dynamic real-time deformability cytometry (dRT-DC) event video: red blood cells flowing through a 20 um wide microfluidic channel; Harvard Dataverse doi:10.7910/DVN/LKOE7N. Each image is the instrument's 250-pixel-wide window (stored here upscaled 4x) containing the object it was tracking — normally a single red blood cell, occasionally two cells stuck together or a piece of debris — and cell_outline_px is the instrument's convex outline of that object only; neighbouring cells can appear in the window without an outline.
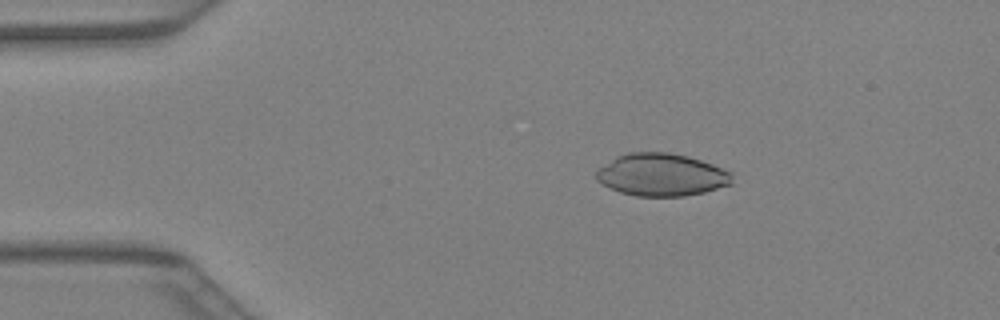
{"species": "Egyptian fruit bat (a non-hibernating species)", "species_latin": "Rousettus aegyptiacus", "temperature_condition": "warm", "stored_images_in_passage": 41, "camera_frame_rate_fps": 3000, "um_per_image_px": 0.085, "animal": {"sex": "female"}, "frame": {"image": 1, "passage_image": 8, "time_ms": 2.333, "image_size_px": [1000, 320], "cell_outline_px": [[732, 184], [704, 192], [684, 196], [636, 196], [620, 192], [596, 180], [596, 168], [616, 156], [628, 152], [668, 152], [688, 156], [712, 164], [732, 172]], "centroid_in_image_um": [56.21, 14.85], "position_along_channel_um": 28.8, "area_um2": 33.76}}
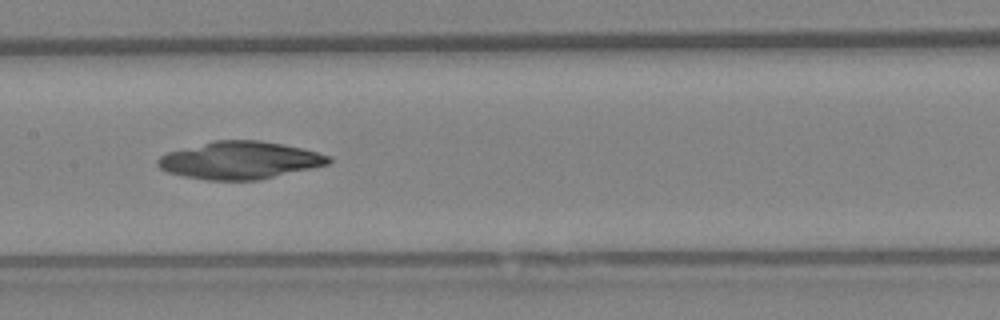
{"frame": {"image": 2, "passage_image": 21, "time_ms": 6.667, "image_size_px": [1000, 320], "cell_outline_px": [[332, 160], [328, 164], [312, 168], [260, 180], [208, 180], [184, 176], [168, 172], [160, 168], [156, 164], [156, 160], [160, 156], [168, 152], [212, 140], [260, 140], [300, 148], [332, 156]], "centroid_in_image_um": [20.37, 13.62], "position_along_channel_um": 187.0, "area_um2": 37.28}}
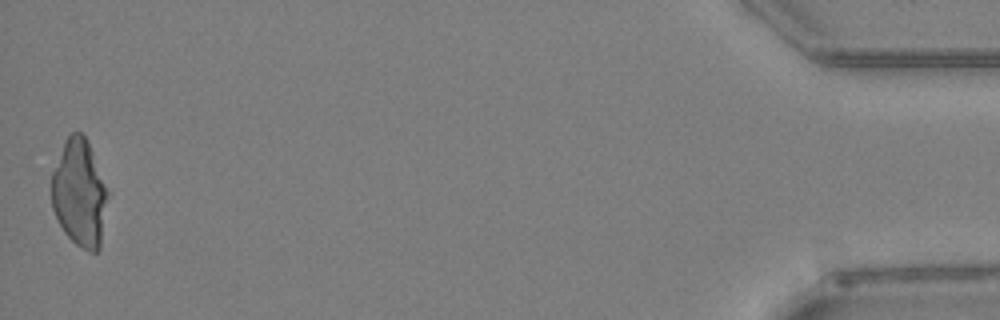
{"frame": {"image": 3, "passage_image": 41, "time_ms": 13.333, "image_size_px": [1000, 320], "cell_outline_px": [[112, 192], [100, 248], [96, 252], [88, 252], [80, 248], [64, 232], [52, 208], [52, 172], [64, 140], [72, 132], [80, 132], [88, 140]], "centroid_in_image_um": [6.84, 16.42], "position_along_channel_um": 428.4, "area_um2": 36.47}}